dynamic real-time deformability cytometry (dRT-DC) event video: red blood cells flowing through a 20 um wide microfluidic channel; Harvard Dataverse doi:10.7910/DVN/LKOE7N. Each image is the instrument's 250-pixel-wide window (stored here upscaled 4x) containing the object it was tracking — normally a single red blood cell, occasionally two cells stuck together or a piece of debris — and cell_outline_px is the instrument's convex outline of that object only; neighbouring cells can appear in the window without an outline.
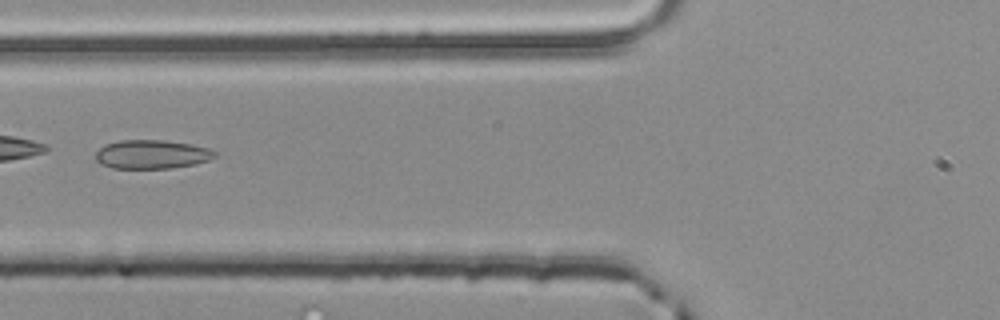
{"species": "common noctule bat (a hibernating species)", "species_latin": "Nyctalus noctula", "temperature_condition": "room temperature", "stored_images_in_passage": 5, "camera_frame_rate_fps": 3000, "um_per_image_px": 0.085, "animal": {"sex": "male", "body_mass_g": 20.4}, "frame": {"image": 1, "passage_image": 5, "time_ms": 1.333, "image_size_px": [1000, 320], "cell_outline_px": [[216, 156], [208, 160], [196, 164], [172, 168], [112, 168], [100, 164], [96, 160], [96, 152], [104, 144], [120, 140], [164, 140], [188, 144], [208, 148], [216, 152]], "centroid_in_image_um": [12.88, 13.12], "position_along_channel_um": 112.9, "area_um2": 20.0}}